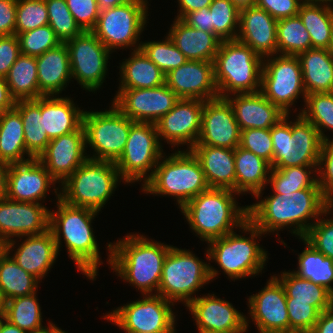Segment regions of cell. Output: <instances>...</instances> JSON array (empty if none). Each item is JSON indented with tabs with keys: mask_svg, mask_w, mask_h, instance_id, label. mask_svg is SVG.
Segmentation results:
<instances>
[{
	"mask_svg": "<svg viewBox=\"0 0 333 333\" xmlns=\"http://www.w3.org/2000/svg\"><path fill=\"white\" fill-rule=\"evenodd\" d=\"M225 98L233 108L240 130L251 128L269 129L286 115L260 91L255 93H235Z\"/></svg>",
	"mask_w": 333,
	"mask_h": 333,
	"instance_id": "obj_27",
	"label": "cell"
},
{
	"mask_svg": "<svg viewBox=\"0 0 333 333\" xmlns=\"http://www.w3.org/2000/svg\"><path fill=\"white\" fill-rule=\"evenodd\" d=\"M16 100L11 96L6 79L0 76V116L15 107Z\"/></svg>",
	"mask_w": 333,
	"mask_h": 333,
	"instance_id": "obj_63",
	"label": "cell"
},
{
	"mask_svg": "<svg viewBox=\"0 0 333 333\" xmlns=\"http://www.w3.org/2000/svg\"><path fill=\"white\" fill-rule=\"evenodd\" d=\"M260 92L288 115L296 99L303 96L305 102L307 93L298 57L276 54L263 58Z\"/></svg>",
	"mask_w": 333,
	"mask_h": 333,
	"instance_id": "obj_15",
	"label": "cell"
},
{
	"mask_svg": "<svg viewBox=\"0 0 333 333\" xmlns=\"http://www.w3.org/2000/svg\"><path fill=\"white\" fill-rule=\"evenodd\" d=\"M163 154L165 153L158 138L156 125L134 122L124 151L115 165L125 183H134L139 180L141 182L143 179V185L152 176Z\"/></svg>",
	"mask_w": 333,
	"mask_h": 333,
	"instance_id": "obj_13",
	"label": "cell"
},
{
	"mask_svg": "<svg viewBox=\"0 0 333 333\" xmlns=\"http://www.w3.org/2000/svg\"><path fill=\"white\" fill-rule=\"evenodd\" d=\"M148 8L147 0H133L124 5L101 10L91 31L111 53L115 49L128 47H134L133 51L139 50V36L147 23Z\"/></svg>",
	"mask_w": 333,
	"mask_h": 333,
	"instance_id": "obj_11",
	"label": "cell"
},
{
	"mask_svg": "<svg viewBox=\"0 0 333 333\" xmlns=\"http://www.w3.org/2000/svg\"><path fill=\"white\" fill-rule=\"evenodd\" d=\"M48 326L47 327L43 326L39 329L28 331L27 333H58L61 330L59 327H57L55 324H53L50 321Z\"/></svg>",
	"mask_w": 333,
	"mask_h": 333,
	"instance_id": "obj_67",
	"label": "cell"
},
{
	"mask_svg": "<svg viewBox=\"0 0 333 333\" xmlns=\"http://www.w3.org/2000/svg\"><path fill=\"white\" fill-rule=\"evenodd\" d=\"M21 116L24 141L29 158H38L50 139L44 131V115H41V96L37 99L18 100L14 107Z\"/></svg>",
	"mask_w": 333,
	"mask_h": 333,
	"instance_id": "obj_36",
	"label": "cell"
},
{
	"mask_svg": "<svg viewBox=\"0 0 333 333\" xmlns=\"http://www.w3.org/2000/svg\"><path fill=\"white\" fill-rule=\"evenodd\" d=\"M120 86L118 88L146 89L165 84V74L141 50L131 52V56L120 64Z\"/></svg>",
	"mask_w": 333,
	"mask_h": 333,
	"instance_id": "obj_35",
	"label": "cell"
},
{
	"mask_svg": "<svg viewBox=\"0 0 333 333\" xmlns=\"http://www.w3.org/2000/svg\"><path fill=\"white\" fill-rule=\"evenodd\" d=\"M116 93L112 103L134 122L155 124L179 100L166 84L146 89L119 88Z\"/></svg>",
	"mask_w": 333,
	"mask_h": 333,
	"instance_id": "obj_18",
	"label": "cell"
},
{
	"mask_svg": "<svg viewBox=\"0 0 333 333\" xmlns=\"http://www.w3.org/2000/svg\"><path fill=\"white\" fill-rule=\"evenodd\" d=\"M213 0H178L179 11L177 19H182L187 13L195 12L203 7H209Z\"/></svg>",
	"mask_w": 333,
	"mask_h": 333,
	"instance_id": "obj_62",
	"label": "cell"
},
{
	"mask_svg": "<svg viewBox=\"0 0 333 333\" xmlns=\"http://www.w3.org/2000/svg\"><path fill=\"white\" fill-rule=\"evenodd\" d=\"M318 184L327 196L333 189V139L323 141L318 168Z\"/></svg>",
	"mask_w": 333,
	"mask_h": 333,
	"instance_id": "obj_56",
	"label": "cell"
},
{
	"mask_svg": "<svg viewBox=\"0 0 333 333\" xmlns=\"http://www.w3.org/2000/svg\"><path fill=\"white\" fill-rule=\"evenodd\" d=\"M199 160L209 188L235 192L234 149L209 145H194L190 149Z\"/></svg>",
	"mask_w": 333,
	"mask_h": 333,
	"instance_id": "obj_30",
	"label": "cell"
},
{
	"mask_svg": "<svg viewBox=\"0 0 333 333\" xmlns=\"http://www.w3.org/2000/svg\"><path fill=\"white\" fill-rule=\"evenodd\" d=\"M20 53L33 57L41 56L49 49L55 48L61 41L55 35L50 25L40 26L36 29L18 35Z\"/></svg>",
	"mask_w": 333,
	"mask_h": 333,
	"instance_id": "obj_51",
	"label": "cell"
},
{
	"mask_svg": "<svg viewBox=\"0 0 333 333\" xmlns=\"http://www.w3.org/2000/svg\"><path fill=\"white\" fill-rule=\"evenodd\" d=\"M289 331L310 333L318 320L319 312L311 302H287Z\"/></svg>",
	"mask_w": 333,
	"mask_h": 333,
	"instance_id": "obj_54",
	"label": "cell"
},
{
	"mask_svg": "<svg viewBox=\"0 0 333 333\" xmlns=\"http://www.w3.org/2000/svg\"><path fill=\"white\" fill-rule=\"evenodd\" d=\"M329 51L330 55L333 58V22H332V27H331V32H330V42H329V47L327 48Z\"/></svg>",
	"mask_w": 333,
	"mask_h": 333,
	"instance_id": "obj_71",
	"label": "cell"
},
{
	"mask_svg": "<svg viewBox=\"0 0 333 333\" xmlns=\"http://www.w3.org/2000/svg\"><path fill=\"white\" fill-rule=\"evenodd\" d=\"M0 333H27V332L11 324L6 319H2L0 320Z\"/></svg>",
	"mask_w": 333,
	"mask_h": 333,
	"instance_id": "obj_66",
	"label": "cell"
},
{
	"mask_svg": "<svg viewBox=\"0 0 333 333\" xmlns=\"http://www.w3.org/2000/svg\"><path fill=\"white\" fill-rule=\"evenodd\" d=\"M24 155L29 157L24 141L23 123L20 113L12 108L0 116V161L13 164L32 159H25Z\"/></svg>",
	"mask_w": 333,
	"mask_h": 333,
	"instance_id": "obj_38",
	"label": "cell"
},
{
	"mask_svg": "<svg viewBox=\"0 0 333 333\" xmlns=\"http://www.w3.org/2000/svg\"><path fill=\"white\" fill-rule=\"evenodd\" d=\"M20 43L16 34L0 36V76L6 77L20 55Z\"/></svg>",
	"mask_w": 333,
	"mask_h": 333,
	"instance_id": "obj_58",
	"label": "cell"
},
{
	"mask_svg": "<svg viewBox=\"0 0 333 333\" xmlns=\"http://www.w3.org/2000/svg\"><path fill=\"white\" fill-rule=\"evenodd\" d=\"M213 33L222 41L234 40L239 31L240 10L231 0H213L209 6Z\"/></svg>",
	"mask_w": 333,
	"mask_h": 333,
	"instance_id": "obj_47",
	"label": "cell"
},
{
	"mask_svg": "<svg viewBox=\"0 0 333 333\" xmlns=\"http://www.w3.org/2000/svg\"><path fill=\"white\" fill-rule=\"evenodd\" d=\"M44 131L50 140L77 131L83 125L84 111L69 97L41 96Z\"/></svg>",
	"mask_w": 333,
	"mask_h": 333,
	"instance_id": "obj_32",
	"label": "cell"
},
{
	"mask_svg": "<svg viewBox=\"0 0 333 333\" xmlns=\"http://www.w3.org/2000/svg\"><path fill=\"white\" fill-rule=\"evenodd\" d=\"M85 151V130L82 125L77 131L50 140L37 159L60 185L88 159Z\"/></svg>",
	"mask_w": 333,
	"mask_h": 333,
	"instance_id": "obj_23",
	"label": "cell"
},
{
	"mask_svg": "<svg viewBox=\"0 0 333 333\" xmlns=\"http://www.w3.org/2000/svg\"><path fill=\"white\" fill-rule=\"evenodd\" d=\"M239 146L255 153L257 156L267 161L272 168L273 145L271 128H251L241 130Z\"/></svg>",
	"mask_w": 333,
	"mask_h": 333,
	"instance_id": "obj_52",
	"label": "cell"
},
{
	"mask_svg": "<svg viewBox=\"0 0 333 333\" xmlns=\"http://www.w3.org/2000/svg\"><path fill=\"white\" fill-rule=\"evenodd\" d=\"M165 156L163 154L152 176L142 185V191L155 196H174L181 209L209 186L201 164L191 150L179 151L178 148L169 157Z\"/></svg>",
	"mask_w": 333,
	"mask_h": 333,
	"instance_id": "obj_5",
	"label": "cell"
},
{
	"mask_svg": "<svg viewBox=\"0 0 333 333\" xmlns=\"http://www.w3.org/2000/svg\"><path fill=\"white\" fill-rule=\"evenodd\" d=\"M165 84L179 99L212 100L219 97L214 63L188 60L165 75Z\"/></svg>",
	"mask_w": 333,
	"mask_h": 333,
	"instance_id": "obj_24",
	"label": "cell"
},
{
	"mask_svg": "<svg viewBox=\"0 0 333 333\" xmlns=\"http://www.w3.org/2000/svg\"><path fill=\"white\" fill-rule=\"evenodd\" d=\"M332 210H333V189L326 196V211L330 213L332 212Z\"/></svg>",
	"mask_w": 333,
	"mask_h": 333,
	"instance_id": "obj_70",
	"label": "cell"
},
{
	"mask_svg": "<svg viewBox=\"0 0 333 333\" xmlns=\"http://www.w3.org/2000/svg\"><path fill=\"white\" fill-rule=\"evenodd\" d=\"M171 247L140 234H127L115 243H108L107 262L117 276L142 295H158L163 262Z\"/></svg>",
	"mask_w": 333,
	"mask_h": 333,
	"instance_id": "obj_2",
	"label": "cell"
},
{
	"mask_svg": "<svg viewBox=\"0 0 333 333\" xmlns=\"http://www.w3.org/2000/svg\"><path fill=\"white\" fill-rule=\"evenodd\" d=\"M298 16L310 34L312 48L327 49L333 22V7L304 1L299 7Z\"/></svg>",
	"mask_w": 333,
	"mask_h": 333,
	"instance_id": "obj_41",
	"label": "cell"
},
{
	"mask_svg": "<svg viewBox=\"0 0 333 333\" xmlns=\"http://www.w3.org/2000/svg\"><path fill=\"white\" fill-rule=\"evenodd\" d=\"M304 104L300 114L317 128L323 141L329 139L324 130L333 132V92L308 94Z\"/></svg>",
	"mask_w": 333,
	"mask_h": 333,
	"instance_id": "obj_46",
	"label": "cell"
},
{
	"mask_svg": "<svg viewBox=\"0 0 333 333\" xmlns=\"http://www.w3.org/2000/svg\"><path fill=\"white\" fill-rule=\"evenodd\" d=\"M240 136L233 108L226 98L204 101L201 130L195 145L235 149L240 145Z\"/></svg>",
	"mask_w": 333,
	"mask_h": 333,
	"instance_id": "obj_22",
	"label": "cell"
},
{
	"mask_svg": "<svg viewBox=\"0 0 333 333\" xmlns=\"http://www.w3.org/2000/svg\"><path fill=\"white\" fill-rule=\"evenodd\" d=\"M199 333H245L249 320L232 303L215 294L195 297L187 306Z\"/></svg>",
	"mask_w": 333,
	"mask_h": 333,
	"instance_id": "obj_19",
	"label": "cell"
},
{
	"mask_svg": "<svg viewBox=\"0 0 333 333\" xmlns=\"http://www.w3.org/2000/svg\"><path fill=\"white\" fill-rule=\"evenodd\" d=\"M17 0H0V36L15 34Z\"/></svg>",
	"mask_w": 333,
	"mask_h": 333,
	"instance_id": "obj_59",
	"label": "cell"
},
{
	"mask_svg": "<svg viewBox=\"0 0 333 333\" xmlns=\"http://www.w3.org/2000/svg\"><path fill=\"white\" fill-rule=\"evenodd\" d=\"M174 303L160 295H143V299L127 303L108 312L104 319L125 333H168L176 325Z\"/></svg>",
	"mask_w": 333,
	"mask_h": 333,
	"instance_id": "obj_14",
	"label": "cell"
},
{
	"mask_svg": "<svg viewBox=\"0 0 333 333\" xmlns=\"http://www.w3.org/2000/svg\"><path fill=\"white\" fill-rule=\"evenodd\" d=\"M248 307L249 315L259 333L289 331L286 293L274 275L261 291L249 296Z\"/></svg>",
	"mask_w": 333,
	"mask_h": 333,
	"instance_id": "obj_21",
	"label": "cell"
},
{
	"mask_svg": "<svg viewBox=\"0 0 333 333\" xmlns=\"http://www.w3.org/2000/svg\"><path fill=\"white\" fill-rule=\"evenodd\" d=\"M70 13L83 31H91L100 14L97 0H65Z\"/></svg>",
	"mask_w": 333,
	"mask_h": 333,
	"instance_id": "obj_55",
	"label": "cell"
},
{
	"mask_svg": "<svg viewBox=\"0 0 333 333\" xmlns=\"http://www.w3.org/2000/svg\"><path fill=\"white\" fill-rule=\"evenodd\" d=\"M5 79L16 101L39 98L36 57L20 54Z\"/></svg>",
	"mask_w": 333,
	"mask_h": 333,
	"instance_id": "obj_39",
	"label": "cell"
},
{
	"mask_svg": "<svg viewBox=\"0 0 333 333\" xmlns=\"http://www.w3.org/2000/svg\"><path fill=\"white\" fill-rule=\"evenodd\" d=\"M4 250V244L0 241V253Z\"/></svg>",
	"mask_w": 333,
	"mask_h": 333,
	"instance_id": "obj_74",
	"label": "cell"
},
{
	"mask_svg": "<svg viewBox=\"0 0 333 333\" xmlns=\"http://www.w3.org/2000/svg\"><path fill=\"white\" fill-rule=\"evenodd\" d=\"M303 239L315 250L333 260V218L321 216L308 229Z\"/></svg>",
	"mask_w": 333,
	"mask_h": 333,
	"instance_id": "obj_53",
	"label": "cell"
},
{
	"mask_svg": "<svg viewBox=\"0 0 333 333\" xmlns=\"http://www.w3.org/2000/svg\"><path fill=\"white\" fill-rule=\"evenodd\" d=\"M181 20L194 29L213 33L209 7H203L195 12H189Z\"/></svg>",
	"mask_w": 333,
	"mask_h": 333,
	"instance_id": "obj_60",
	"label": "cell"
},
{
	"mask_svg": "<svg viewBox=\"0 0 333 333\" xmlns=\"http://www.w3.org/2000/svg\"><path fill=\"white\" fill-rule=\"evenodd\" d=\"M317 168L318 165L271 168L268 183L271 184L273 193L278 194L292 193L306 188H320L318 177L315 176ZM312 174L314 176L311 177Z\"/></svg>",
	"mask_w": 333,
	"mask_h": 333,
	"instance_id": "obj_43",
	"label": "cell"
},
{
	"mask_svg": "<svg viewBox=\"0 0 333 333\" xmlns=\"http://www.w3.org/2000/svg\"><path fill=\"white\" fill-rule=\"evenodd\" d=\"M168 333H175V327Z\"/></svg>",
	"mask_w": 333,
	"mask_h": 333,
	"instance_id": "obj_75",
	"label": "cell"
},
{
	"mask_svg": "<svg viewBox=\"0 0 333 333\" xmlns=\"http://www.w3.org/2000/svg\"><path fill=\"white\" fill-rule=\"evenodd\" d=\"M58 189L54 187L53 190L57 195V211H50L49 230L55 239L58 253L63 237L69 258L75 262L78 271L93 281L98 275L99 265L103 264L91 224L99 212L65 203L60 199Z\"/></svg>",
	"mask_w": 333,
	"mask_h": 333,
	"instance_id": "obj_3",
	"label": "cell"
},
{
	"mask_svg": "<svg viewBox=\"0 0 333 333\" xmlns=\"http://www.w3.org/2000/svg\"><path fill=\"white\" fill-rule=\"evenodd\" d=\"M276 36L280 55L297 56L312 48L310 34L298 15L279 19Z\"/></svg>",
	"mask_w": 333,
	"mask_h": 333,
	"instance_id": "obj_44",
	"label": "cell"
},
{
	"mask_svg": "<svg viewBox=\"0 0 333 333\" xmlns=\"http://www.w3.org/2000/svg\"><path fill=\"white\" fill-rule=\"evenodd\" d=\"M277 22L266 10L250 6L240 10L237 40L262 58L278 54Z\"/></svg>",
	"mask_w": 333,
	"mask_h": 333,
	"instance_id": "obj_26",
	"label": "cell"
},
{
	"mask_svg": "<svg viewBox=\"0 0 333 333\" xmlns=\"http://www.w3.org/2000/svg\"><path fill=\"white\" fill-rule=\"evenodd\" d=\"M168 36L188 60L214 62L222 42L214 33L194 29L175 19Z\"/></svg>",
	"mask_w": 333,
	"mask_h": 333,
	"instance_id": "obj_31",
	"label": "cell"
},
{
	"mask_svg": "<svg viewBox=\"0 0 333 333\" xmlns=\"http://www.w3.org/2000/svg\"><path fill=\"white\" fill-rule=\"evenodd\" d=\"M189 249L172 245L162 267L158 295L171 302H183L187 306L205 284L217 277L218 270L201 261Z\"/></svg>",
	"mask_w": 333,
	"mask_h": 333,
	"instance_id": "obj_9",
	"label": "cell"
},
{
	"mask_svg": "<svg viewBox=\"0 0 333 333\" xmlns=\"http://www.w3.org/2000/svg\"><path fill=\"white\" fill-rule=\"evenodd\" d=\"M235 6L239 9L242 10L244 8H248L250 6H254L256 0H231Z\"/></svg>",
	"mask_w": 333,
	"mask_h": 333,
	"instance_id": "obj_68",
	"label": "cell"
},
{
	"mask_svg": "<svg viewBox=\"0 0 333 333\" xmlns=\"http://www.w3.org/2000/svg\"><path fill=\"white\" fill-rule=\"evenodd\" d=\"M38 282L41 281L22 269L9 253H0V290L6 300L35 293Z\"/></svg>",
	"mask_w": 333,
	"mask_h": 333,
	"instance_id": "obj_40",
	"label": "cell"
},
{
	"mask_svg": "<svg viewBox=\"0 0 333 333\" xmlns=\"http://www.w3.org/2000/svg\"><path fill=\"white\" fill-rule=\"evenodd\" d=\"M24 237L26 239L11 257L22 269L42 281L59 254L53 234L48 230L40 235Z\"/></svg>",
	"mask_w": 333,
	"mask_h": 333,
	"instance_id": "obj_28",
	"label": "cell"
},
{
	"mask_svg": "<svg viewBox=\"0 0 333 333\" xmlns=\"http://www.w3.org/2000/svg\"><path fill=\"white\" fill-rule=\"evenodd\" d=\"M203 100L179 99L174 107L156 123L159 141L166 140L173 147L188 145L190 150L201 130Z\"/></svg>",
	"mask_w": 333,
	"mask_h": 333,
	"instance_id": "obj_20",
	"label": "cell"
},
{
	"mask_svg": "<svg viewBox=\"0 0 333 333\" xmlns=\"http://www.w3.org/2000/svg\"><path fill=\"white\" fill-rule=\"evenodd\" d=\"M44 206L41 203L17 202L8 198L0 201V241L7 253L14 251L12 248L17 244L15 237L22 239L49 230L50 210Z\"/></svg>",
	"mask_w": 333,
	"mask_h": 333,
	"instance_id": "obj_17",
	"label": "cell"
},
{
	"mask_svg": "<svg viewBox=\"0 0 333 333\" xmlns=\"http://www.w3.org/2000/svg\"><path fill=\"white\" fill-rule=\"evenodd\" d=\"M306 2H311V3H320V4H328L333 6V0H304Z\"/></svg>",
	"mask_w": 333,
	"mask_h": 333,
	"instance_id": "obj_72",
	"label": "cell"
},
{
	"mask_svg": "<svg viewBox=\"0 0 333 333\" xmlns=\"http://www.w3.org/2000/svg\"><path fill=\"white\" fill-rule=\"evenodd\" d=\"M7 300L3 295V292L0 290V319L5 318Z\"/></svg>",
	"mask_w": 333,
	"mask_h": 333,
	"instance_id": "obj_69",
	"label": "cell"
},
{
	"mask_svg": "<svg viewBox=\"0 0 333 333\" xmlns=\"http://www.w3.org/2000/svg\"><path fill=\"white\" fill-rule=\"evenodd\" d=\"M301 240L306 248L297 257L298 270L292 272L325 287L333 294V260L315 250L303 238Z\"/></svg>",
	"mask_w": 333,
	"mask_h": 333,
	"instance_id": "obj_42",
	"label": "cell"
},
{
	"mask_svg": "<svg viewBox=\"0 0 333 333\" xmlns=\"http://www.w3.org/2000/svg\"><path fill=\"white\" fill-rule=\"evenodd\" d=\"M310 333H333V308L319 314L318 320Z\"/></svg>",
	"mask_w": 333,
	"mask_h": 333,
	"instance_id": "obj_61",
	"label": "cell"
},
{
	"mask_svg": "<svg viewBox=\"0 0 333 333\" xmlns=\"http://www.w3.org/2000/svg\"><path fill=\"white\" fill-rule=\"evenodd\" d=\"M36 64L39 97L58 95L72 79L69 52L65 43L36 57Z\"/></svg>",
	"mask_w": 333,
	"mask_h": 333,
	"instance_id": "obj_29",
	"label": "cell"
},
{
	"mask_svg": "<svg viewBox=\"0 0 333 333\" xmlns=\"http://www.w3.org/2000/svg\"><path fill=\"white\" fill-rule=\"evenodd\" d=\"M303 2L304 0H256L255 5L279 20L297 16Z\"/></svg>",
	"mask_w": 333,
	"mask_h": 333,
	"instance_id": "obj_57",
	"label": "cell"
},
{
	"mask_svg": "<svg viewBox=\"0 0 333 333\" xmlns=\"http://www.w3.org/2000/svg\"><path fill=\"white\" fill-rule=\"evenodd\" d=\"M9 164L0 161V201L6 198Z\"/></svg>",
	"mask_w": 333,
	"mask_h": 333,
	"instance_id": "obj_64",
	"label": "cell"
},
{
	"mask_svg": "<svg viewBox=\"0 0 333 333\" xmlns=\"http://www.w3.org/2000/svg\"><path fill=\"white\" fill-rule=\"evenodd\" d=\"M213 63L220 98L260 91L263 58L241 41H222Z\"/></svg>",
	"mask_w": 333,
	"mask_h": 333,
	"instance_id": "obj_7",
	"label": "cell"
},
{
	"mask_svg": "<svg viewBox=\"0 0 333 333\" xmlns=\"http://www.w3.org/2000/svg\"><path fill=\"white\" fill-rule=\"evenodd\" d=\"M58 183L37 159L9 164L6 198L17 202L40 203L51 185Z\"/></svg>",
	"mask_w": 333,
	"mask_h": 333,
	"instance_id": "obj_25",
	"label": "cell"
},
{
	"mask_svg": "<svg viewBox=\"0 0 333 333\" xmlns=\"http://www.w3.org/2000/svg\"><path fill=\"white\" fill-rule=\"evenodd\" d=\"M45 4L49 25L61 43H65L83 32L70 13L65 0H45Z\"/></svg>",
	"mask_w": 333,
	"mask_h": 333,
	"instance_id": "obj_49",
	"label": "cell"
},
{
	"mask_svg": "<svg viewBox=\"0 0 333 333\" xmlns=\"http://www.w3.org/2000/svg\"><path fill=\"white\" fill-rule=\"evenodd\" d=\"M247 206L248 220L264 235L277 231L276 235L280 236L278 232L281 229L293 226L294 229L290 232L299 239L303 238L314 224L313 220L330 214L326 211V196L321 188H306L284 194L274 193Z\"/></svg>",
	"mask_w": 333,
	"mask_h": 333,
	"instance_id": "obj_1",
	"label": "cell"
},
{
	"mask_svg": "<svg viewBox=\"0 0 333 333\" xmlns=\"http://www.w3.org/2000/svg\"><path fill=\"white\" fill-rule=\"evenodd\" d=\"M241 230L250 233V237L232 231L209 241L205 253L207 260H214L220 270L234 281L258 275L268 259L267 251L255 241L264 233L249 220L241 226Z\"/></svg>",
	"mask_w": 333,
	"mask_h": 333,
	"instance_id": "obj_6",
	"label": "cell"
},
{
	"mask_svg": "<svg viewBox=\"0 0 333 333\" xmlns=\"http://www.w3.org/2000/svg\"><path fill=\"white\" fill-rule=\"evenodd\" d=\"M58 333H68V332H65L61 329Z\"/></svg>",
	"mask_w": 333,
	"mask_h": 333,
	"instance_id": "obj_76",
	"label": "cell"
},
{
	"mask_svg": "<svg viewBox=\"0 0 333 333\" xmlns=\"http://www.w3.org/2000/svg\"><path fill=\"white\" fill-rule=\"evenodd\" d=\"M275 277L284 287L287 302H311L319 313L332 308L333 294L325 287L301 278L292 271H284L281 276Z\"/></svg>",
	"mask_w": 333,
	"mask_h": 333,
	"instance_id": "obj_37",
	"label": "cell"
},
{
	"mask_svg": "<svg viewBox=\"0 0 333 333\" xmlns=\"http://www.w3.org/2000/svg\"><path fill=\"white\" fill-rule=\"evenodd\" d=\"M133 123L113 103L109 110L84 111L86 148L94 149V155H88V159L115 163L124 151Z\"/></svg>",
	"mask_w": 333,
	"mask_h": 333,
	"instance_id": "obj_12",
	"label": "cell"
},
{
	"mask_svg": "<svg viewBox=\"0 0 333 333\" xmlns=\"http://www.w3.org/2000/svg\"><path fill=\"white\" fill-rule=\"evenodd\" d=\"M130 1L133 0H97L98 8L99 10H104L120 5H124L126 3H129Z\"/></svg>",
	"mask_w": 333,
	"mask_h": 333,
	"instance_id": "obj_65",
	"label": "cell"
},
{
	"mask_svg": "<svg viewBox=\"0 0 333 333\" xmlns=\"http://www.w3.org/2000/svg\"><path fill=\"white\" fill-rule=\"evenodd\" d=\"M237 192L230 189L208 188L193 197L180 210L201 241L213 239L240 229L248 220V206H238ZM235 226V227H234Z\"/></svg>",
	"mask_w": 333,
	"mask_h": 333,
	"instance_id": "obj_4",
	"label": "cell"
},
{
	"mask_svg": "<svg viewBox=\"0 0 333 333\" xmlns=\"http://www.w3.org/2000/svg\"><path fill=\"white\" fill-rule=\"evenodd\" d=\"M41 315V307L35 292L7 300L4 319L28 332L43 327Z\"/></svg>",
	"mask_w": 333,
	"mask_h": 333,
	"instance_id": "obj_45",
	"label": "cell"
},
{
	"mask_svg": "<svg viewBox=\"0 0 333 333\" xmlns=\"http://www.w3.org/2000/svg\"><path fill=\"white\" fill-rule=\"evenodd\" d=\"M121 178L115 163L87 159L61 185L60 199L65 203L100 211Z\"/></svg>",
	"mask_w": 333,
	"mask_h": 333,
	"instance_id": "obj_8",
	"label": "cell"
},
{
	"mask_svg": "<svg viewBox=\"0 0 333 333\" xmlns=\"http://www.w3.org/2000/svg\"><path fill=\"white\" fill-rule=\"evenodd\" d=\"M65 44L69 52L72 78L86 91L100 89L107 75L111 52L92 31H83Z\"/></svg>",
	"mask_w": 333,
	"mask_h": 333,
	"instance_id": "obj_16",
	"label": "cell"
},
{
	"mask_svg": "<svg viewBox=\"0 0 333 333\" xmlns=\"http://www.w3.org/2000/svg\"><path fill=\"white\" fill-rule=\"evenodd\" d=\"M308 94L333 92V58L324 48H311L297 55Z\"/></svg>",
	"mask_w": 333,
	"mask_h": 333,
	"instance_id": "obj_34",
	"label": "cell"
},
{
	"mask_svg": "<svg viewBox=\"0 0 333 333\" xmlns=\"http://www.w3.org/2000/svg\"><path fill=\"white\" fill-rule=\"evenodd\" d=\"M272 333H302V332L287 331V332H272Z\"/></svg>",
	"mask_w": 333,
	"mask_h": 333,
	"instance_id": "obj_73",
	"label": "cell"
},
{
	"mask_svg": "<svg viewBox=\"0 0 333 333\" xmlns=\"http://www.w3.org/2000/svg\"><path fill=\"white\" fill-rule=\"evenodd\" d=\"M296 121L288 114L271 127L272 168L318 165L323 140L317 128L300 113ZM288 119V120H287Z\"/></svg>",
	"mask_w": 333,
	"mask_h": 333,
	"instance_id": "obj_10",
	"label": "cell"
},
{
	"mask_svg": "<svg viewBox=\"0 0 333 333\" xmlns=\"http://www.w3.org/2000/svg\"><path fill=\"white\" fill-rule=\"evenodd\" d=\"M49 25L45 0H17L15 34Z\"/></svg>",
	"mask_w": 333,
	"mask_h": 333,
	"instance_id": "obj_50",
	"label": "cell"
},
{
	"mask_svg": "<svg viewBox=\"0 0 333 333\" xmlns=\"http://www.w3.org/2000/svg\"><path fill=\"white\" fill-rule=\"evenodd\" d=\"M235 192L251 193L257 199L268 184L271 165L255 153L240 146L234 149Z\"/></svg>",
	"mask_w": 333,
	"mask_h": 333,
	"instance_id": "obj_33",
	"label": "cell"
},
{
	"mask_svg": "<svg viewBox=\"0 0 333 333\" xmlns=\"http://www.w3.org/2000/svg\"><path fill=\"white\" fill-rule=\"evenodd\" d=\"M140 49L165 75L188 61L168 35L162 41L141 42Z\"/></svg>",
	"mask_w": 333,
	"mask_h": 333,
	"instance_id": "obj_48",
	"label": "cell"
}]
</instances>
